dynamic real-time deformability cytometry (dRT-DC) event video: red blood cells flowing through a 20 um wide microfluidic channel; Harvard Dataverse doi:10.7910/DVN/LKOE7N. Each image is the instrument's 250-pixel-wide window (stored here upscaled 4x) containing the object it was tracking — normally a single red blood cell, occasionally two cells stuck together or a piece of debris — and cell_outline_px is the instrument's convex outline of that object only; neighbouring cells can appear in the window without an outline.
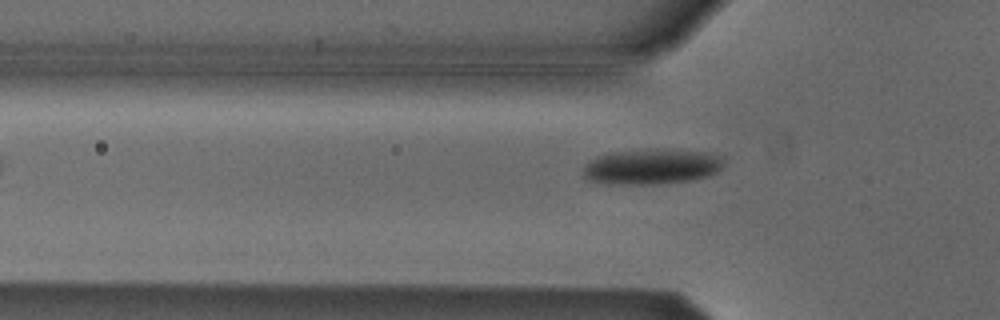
{"species": "Egyptian fruit bat (a non-hibernating species)", "species_latin": "Rousettus aegyptiacus", "temperature_condition": "cold", "stored_images_in_passage": 37, "camera_frame_rate_fps": 3000, "um_per_image_px": 0.085, "animal": {"sex": "male"}, "frame": {"image": 1, "passage_image": 4, "time_ms": 1.0, "image_size_px": [1000, 320], "cell_outline_px": [[724, 164], [716, 172], [708, 176], [692, 180], [656, 184], [608, 184], [588, 180], [584, 176], [584, 164], [588, 160], [596, 156], [612, 152], [656, 148], [668, 148], [704, 152], [720, 156], [724, 160]], "centroid_in_image_um": [55.37, 14.15], "position_along_channel_um": 70.4, "area_um2": 29.42}}
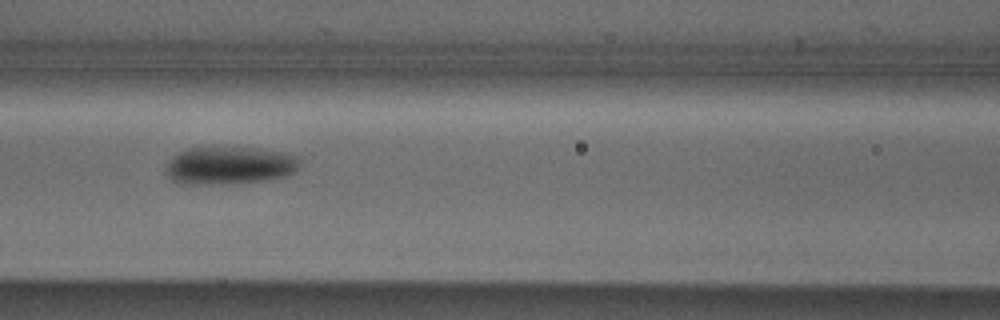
{"frame": {"image": 2, "passage_image": 10, "time_ms": 3.0, "image_size_px": [1000, 320], "cell_outline_px": [[300, 164], [296, 172], [284, 176], [264, 180], [232, 184], [180, 184], [172, 180], [164, 172], [168, 160], [172, 156], [184, 148], [256, 148], [284, 152], [300, 156]], "centroid_in_image_um": [19.49, 14.07], "position_along_channel_um": 147.1, "area_um2": 29.88}}
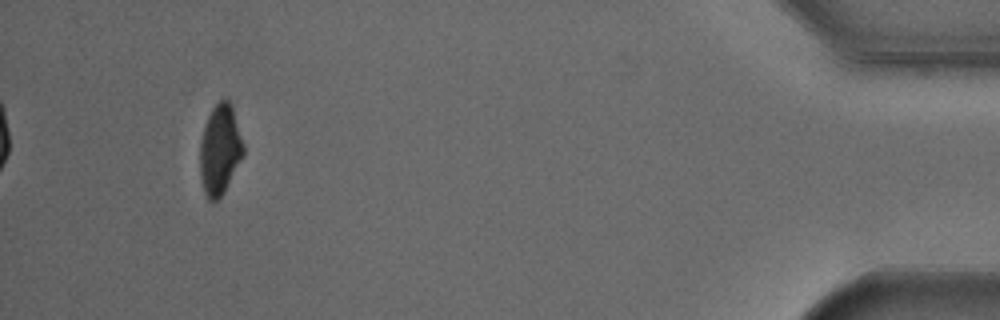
{"frame": {"image": 3, "passage_image": 37, "time_ms": 12.0, "image_size_px": [1000, 320], "cell_outline_px": [[244, 156], [224, 192], [216, 200], [208, 200], [204, 192], [200, 176], [200, 140], [208, 116], [212, 108], [220, 100], [228, 100], [232, 104], [244, 144]], "centroid_in_image_um": [18.71, 12.72], "position_along_channel_um": 416.5, "area_um2": 22.89}, "authors_computed_cell_mechanics": {"area_um2": 28.033, "velocity_mm_per_s": 3.8171, "shape_relaxation_time_tau1_ms": 3.3958, "shape_relaxation_time_tau2_ms": null, "deformation_change_tau1": 0.1077, "deformation_change_tau2": null}}